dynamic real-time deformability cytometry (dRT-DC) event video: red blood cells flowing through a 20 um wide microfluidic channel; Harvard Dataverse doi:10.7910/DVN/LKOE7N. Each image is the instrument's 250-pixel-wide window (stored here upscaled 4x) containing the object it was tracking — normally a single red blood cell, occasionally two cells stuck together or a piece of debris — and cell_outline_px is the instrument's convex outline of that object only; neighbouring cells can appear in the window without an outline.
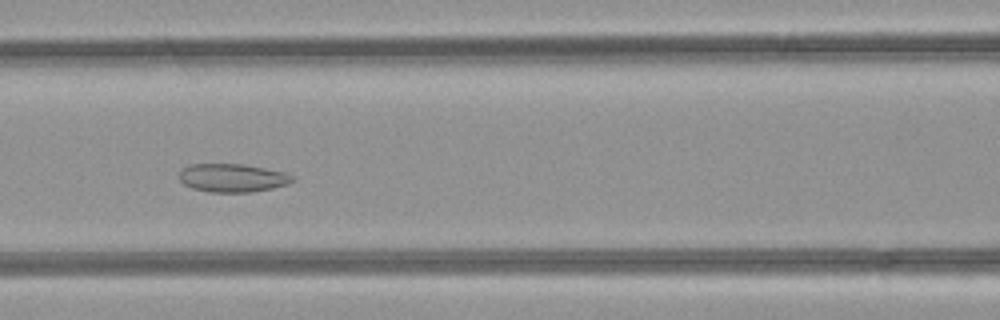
{"species": "common noctule bat (a hibernating species)", "species_latin": "Nyctalus noctula", "temperature_condition": "room temperature", "stored_images_in_passage": 47, "camera_frame_rate_fps": 3000, "um_per_image_px": 0.085, "animal": {"sex": "female", "body_mass_g": 21.9}, "frame": {"image": 1, "passage_image": 19, "time_ms": 6.0, "image_size_px": [1000, 320], "cell_outline_px": [[296, 180], [288, 184], [272, 188], [248, 192], [208, 192], [192, 188], [184, 184], [180, 180], [180, 172], [188, 164], [244, 164], [284, 172], [296, 176]], "centroid_in_image_um": [19.79, 15.12], "position_along_channel_um": 146.8, "area_um2": 18.73}}
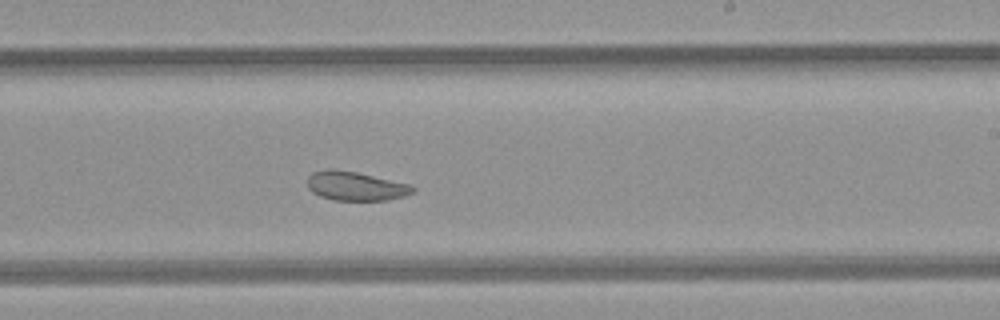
{"frame": {"image": 2, "passage_image": 27, "time_ms": 8.667, "image_size_px": [1000, 320], "cell_outline_px": [[416, 188], [412, 192], [404, 196], [388, 200], [336, 200], [320, 196], [312, 192], [308, 188], [308, 176], [312, 172], [328, 168], [332, 168], [356, 172], [408, 184]], "centroid_in_image_um": [30.18, 15.81], "position_along_channel_um": 258.8, "area_um2": 17.69}}
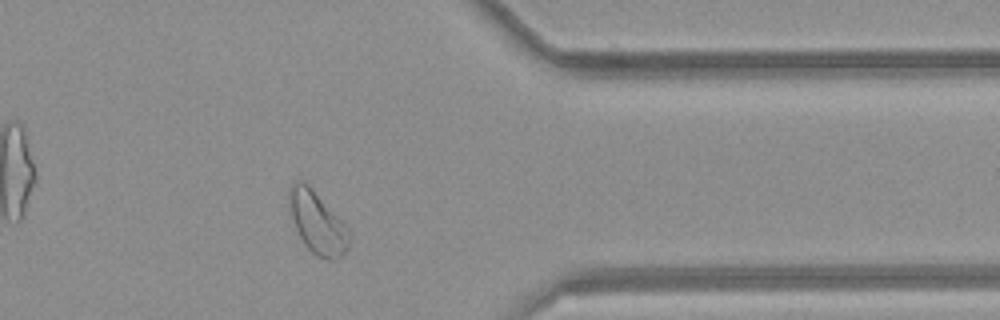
{"frame": {"image": 3, "passage_image": 37, "time_ms": 12.0, "image_size_px": [1000, 320], "cell_outline_px": [[348, 248], [336, 260], [328, 260], [316, 256], [304, 244], [288, 212], [288, 192], [292, 184], [296, 180], [304, 180], [312, 188], [348, 228]], "centroid_in_image_um": [26.92, 18.9], "position_along_channel_um": 384.5, "area_um2": 21.62}, "authors_computed_cell_mechanics": {"area_um2": 22.3108, "velocity_mm_per_s": 4.2127, "shape_relaxation_time_tau1_ms": null, "shape_relaxation_time_tau2_ms": 2.2564, "deformation_change_tau1": null, "deformation_change_tau2": 0.0823}}